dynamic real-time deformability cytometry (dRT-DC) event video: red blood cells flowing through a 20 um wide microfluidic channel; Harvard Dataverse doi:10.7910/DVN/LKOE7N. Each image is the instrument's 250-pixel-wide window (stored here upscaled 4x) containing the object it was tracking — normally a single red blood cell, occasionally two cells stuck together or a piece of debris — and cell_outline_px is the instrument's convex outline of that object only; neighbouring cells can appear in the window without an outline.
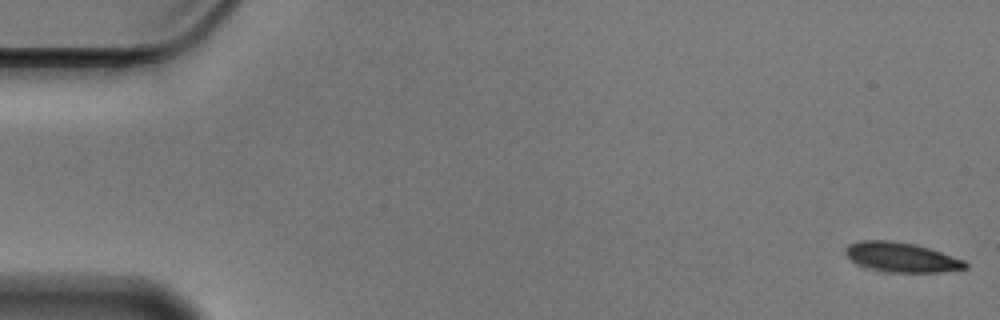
{"species": "Egyptian fruit bat (a non-hibernating species)", "species_latin": "Rousettus aegyptiacus", "temperature_condition": "cold", "stored_images_in_passage": 56, "camera_frame_rate_fps": 3000, "um_per_image_px": 0.085, "animal": {"sex": "male"}, "frame": {"image": 1, "passage_image": 1, "time_ms": 0.0, "image_size_px": [1000, 320], "cell_outline_px": [[968, 268], [940, 272], [892, 272], [872, 268], [860, 264], [852, 260], [844, 252], [844, 248], [848, 244], [860, 240], [892, 240], [916, 244], [964, 260], [968, 264]], "centroid_in_image_um": [76.63, 21.85], "position_along_channel_um": 8.4, "area_um2": 20.46}}
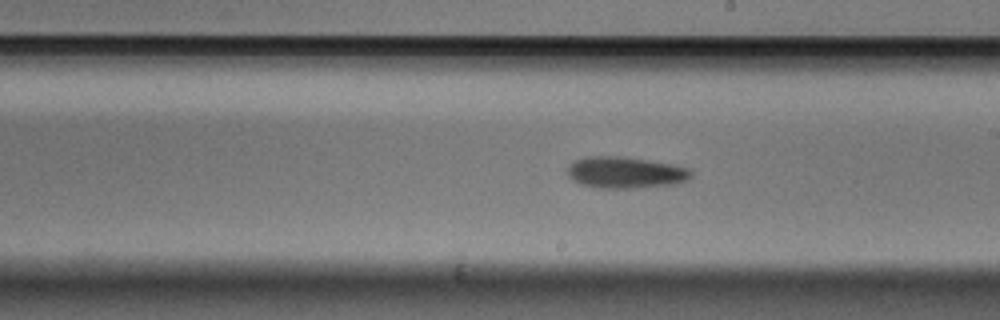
{"frame": {"image": 2, "passage_image": 32, "time_ms": 10.333, "image_size_px": [1000, 320], "cell_outline_px": [[692, 176], [688, 180], [676, 184], [640, 188], [600, 188], [580, 184], [572, 180], [568, 176], [568, 164], [576, 160], [588, 156], [620, 156], [676, 164], [688, 168], [692, 172]], "centroid_in_image_um": [53.19, 14.67], "position_along_channel_um": 235.8, "area_um2": 23.0}}
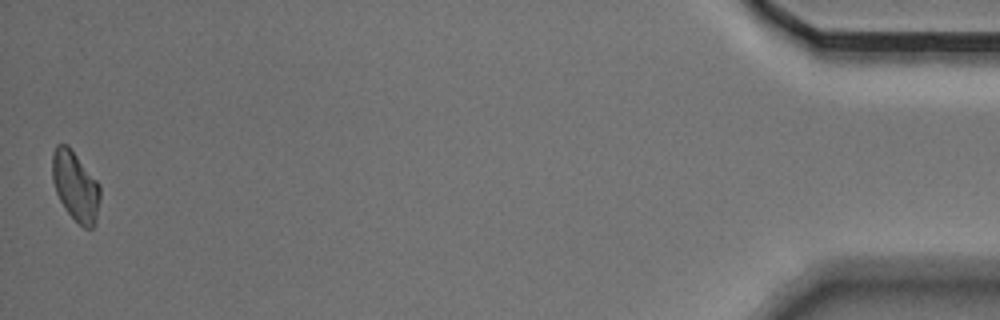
{"frame": {"image": 3, "passage_image": 56, "time_ms": 18.333, "image_size_px": [1000, 320], "cell_outline_px": [[100, 200], [96, 220], [92, 228], [84, 228], [64, 208], [56, 192], [52, 180], [52, 152], [56, 144], [68, 144], [100, 184]], "centroid_in_image_um": [6.41, 15.79], "position_along_channel_um": 428.8, "area_um2": 19.48}, "authors_computed_cell_mechanics": {"area_um2": 20.9525, "velocity_mm_per_s": 3.5451, "shape_relaxation_time_tau1_ms": 5.7565, "shape_relaxation_time_tau2_ms": null, "deformation_change_tau1": 0.1418, "deformation_change_tau2": null}}